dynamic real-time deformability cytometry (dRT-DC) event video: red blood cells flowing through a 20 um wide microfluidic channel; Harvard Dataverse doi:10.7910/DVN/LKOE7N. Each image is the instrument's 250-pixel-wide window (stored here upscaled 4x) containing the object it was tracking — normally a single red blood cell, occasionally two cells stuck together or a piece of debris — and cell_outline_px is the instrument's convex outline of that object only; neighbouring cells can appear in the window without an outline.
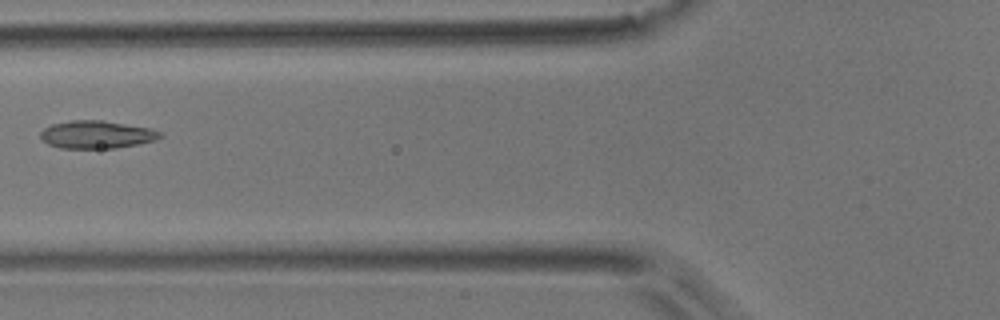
{"species": "common noctule bat (a hibernating species)", "species_latin": "Nyctalus noctula", "temperature_condition": "room temperature", "stored_images_in_passage": 4, "camera_frame_rate_fps": 3000, "um_per_image_px": 0.085, "animal": {"sex": "male", "body_mass_g": 17.9}, "frame": {"image": 1, "passage_image": 4, "time_ms": 3.667, "image_size_px": [1000, 320], "cell_outline_px": [[164, 136], [156, 140], [140, 144], [116, 148], [60, 148], [48, 144], [40, 136], [40, 132], [44, 128], [52, 124], [68, 120], [100, 120], [148, 128], [160, 132]], "centroid_in_image_um": [8.21, 11.44], "position_along_channel_um": 117.6, "area_um2": 19.31}}